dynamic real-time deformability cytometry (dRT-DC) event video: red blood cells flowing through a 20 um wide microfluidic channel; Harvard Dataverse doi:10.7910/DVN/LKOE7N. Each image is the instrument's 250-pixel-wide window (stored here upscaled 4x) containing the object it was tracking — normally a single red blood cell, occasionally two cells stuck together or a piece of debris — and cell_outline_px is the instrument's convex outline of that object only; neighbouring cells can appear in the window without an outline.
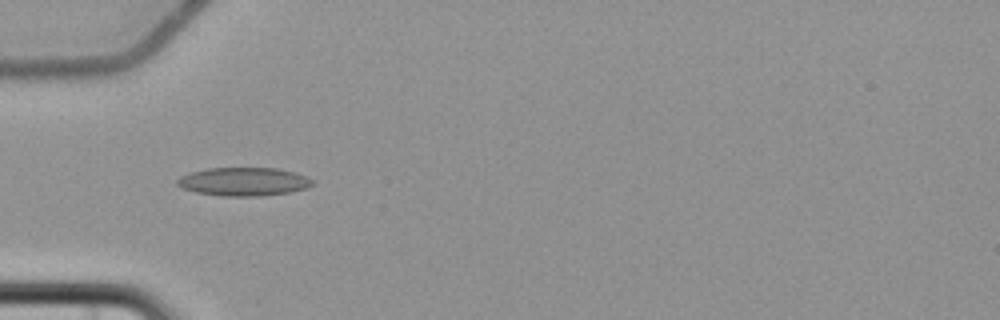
{"species": "common noctule bat (a hibernating species)", "species_latin": "Nyctalus noctula", "temperature_condition": "cold", "stored_images_in_passage": 7, "camera_frame_rate_fps": 3000, "um_per_image_px": 0.085, "animal": {"sex": "female", "body_mass_g": 22.7, "forearm_length_mm": 54.2}, "frame": {"image": 1, "passage_image": 6, "time_ms": 6.0, "image_size_px": [1000, 320], "cell_outline_px": [[316, 184], [308, 188], [292, 192], [260, 196], [220, 196], [196, 192], [184, 188], [176, 184], [176, 180], [180, 176], [192, 172], [208, 168], [276, 168], [296, 172], [308, 176]], "centroid_in_image_um": [20.77, 15.44], "position_along_channel_um": 64.2, "area_um2": 22.6}}
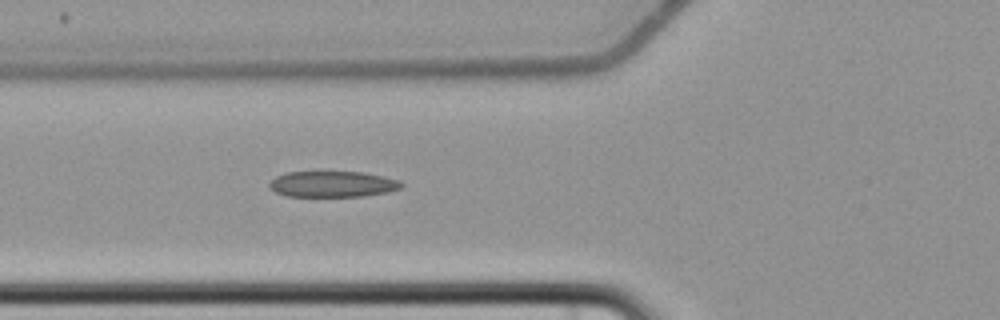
{"frame": {"image": 2, "passage_image": 7, "time_ms": 7.0, "image_size_px": [1000, 320], "cell_outline_px": [[404, 184], [400, 188], [388, 192], [364, 196], [288, 196], [276, 192], [268, 184], [276, 176], [284, 172], [364, 172], [384, 176], [400, 180]], "centroid_in_image_um": [28.31, 15.64], "position_along_channel_um": 97.5, "area_um2": 19.94}}